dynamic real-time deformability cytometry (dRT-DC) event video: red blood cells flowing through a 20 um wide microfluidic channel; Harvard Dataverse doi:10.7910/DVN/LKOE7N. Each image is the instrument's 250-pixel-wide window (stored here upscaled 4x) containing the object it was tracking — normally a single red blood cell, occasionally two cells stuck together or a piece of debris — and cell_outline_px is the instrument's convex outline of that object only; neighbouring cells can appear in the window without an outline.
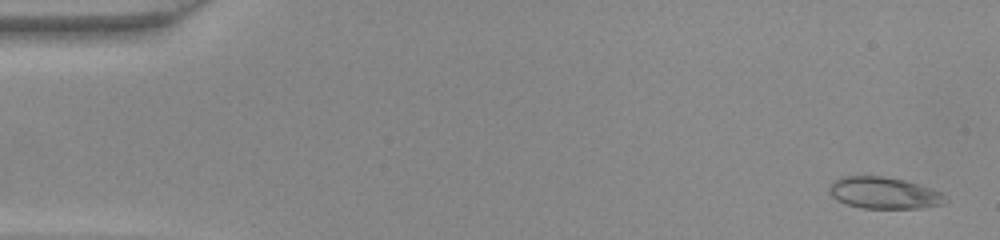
{"species": "common noctule bat (a hibernating species)", "species_latin": "Nyctalus noctula", "temperature_condition": "warm", "stored_images_in_passage": 49, "segment_of_instrument_passage": [1, 2], "camera_frame_rate_fps": 3000, "um_per_image_px": 0.085, "animal": {"sex": "female", "body_mass_g": 22.0, "forearm_length_mm": 56.7}, "frame": {"image": 1, "passage_image": 2, "time_ms": 0.333, "image_size_px": [1000, 240], "cell_outline_px": [[948, 200], [940, 204], [920, 208], [860, 208], [836, 200], [832, 196], [828, 188], [832, 180], [840, 176], [884, 176], [904, 180], [932, 188], [940, 192]], "centroid_in_image_um": [75.09, 16.39], "position_along_channel_um": 9.9, "area_um2": 21.44}}
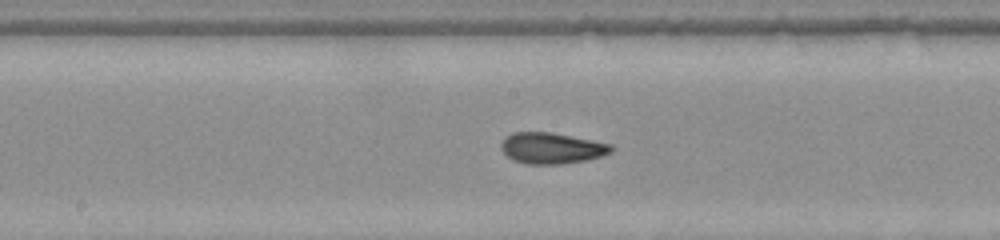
{"frame": {"image": 2, "passage_image": 25, "time_ms": 8.0, "image_size_px": [1000, 240], "cell_outline_px": [[616, 148], [612, 152], [588, 160], [564, 164], [524, 164], [512, 160], [500, 148], [500, 144], [504, 136], [512, 132], [552, 132], [612, 144]], "centroid_in_image_um": [46.88, 12.59], "position_along_channel_um": 201.3, "area_um2": 20.29}}
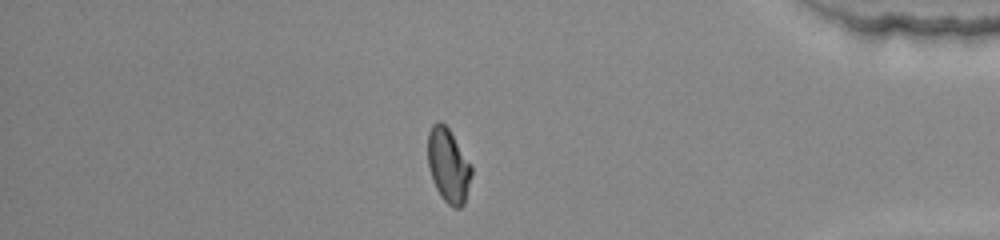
{"frame": {"image": 3, "passage_image": 41, "time_ms": 13.333, "image_size_px": [1000, 240], "cell_outline_px": [[472, 176], [464, 204], [460, 208], [452, 208], [440, 196], [432, 180], [428, 168], [428, 132], [432, 124], [436, 120], [440, 120], [448, 128], [472, 164]], "centroid_in_image_um": [38.11, 14.07], "position_along_channel_um": 397.1, "area_um2": 19.19}}